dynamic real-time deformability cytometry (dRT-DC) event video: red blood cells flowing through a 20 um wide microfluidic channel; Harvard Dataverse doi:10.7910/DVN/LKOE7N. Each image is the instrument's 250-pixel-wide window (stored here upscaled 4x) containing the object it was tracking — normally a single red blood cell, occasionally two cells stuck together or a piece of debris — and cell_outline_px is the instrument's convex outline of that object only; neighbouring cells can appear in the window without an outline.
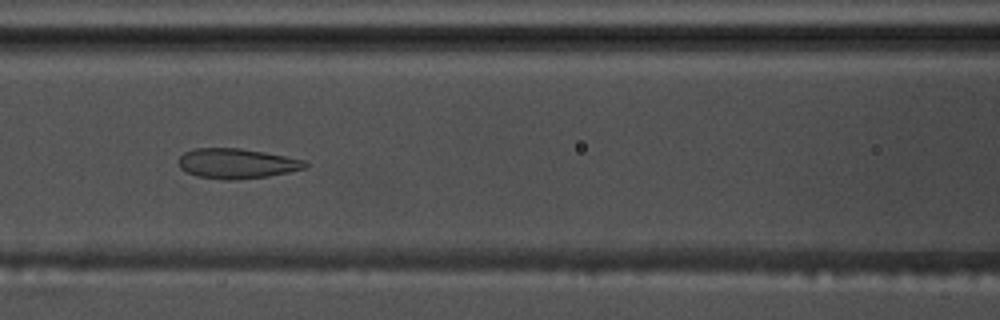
{"species": "common noctule bat (a hibernating species)", "species_latin": "Nyctalus noctula", "temperature_condition": "warm", "stored_images_in_passage": 42, "segment_of_instrument_passage": [1, 2], "camera_frame_rate_fps": 3000, "um_per_image_px": 0.085, "animal": {"sex": "male", "body_mass_g": 17.5, "forearm_length_mm": 52.3}, "frame": {"image": 1, "passage_image": 10, "time_ms": 3.0, "image_size_px": [1000, 320], "cell_outline_px": [[308, 164], [304, 168], [288, 172], [268, 176], [236, 180], [224, 180], [196, 176], [180, 168], [180, 156], [184, 152], [192, 148], [240, 148], [264, 152], [304, 160]], "centroid_in_image_um": [20.1, 13.9], "position_along_channel_um": 146.5, "area_um2": 22.02}}
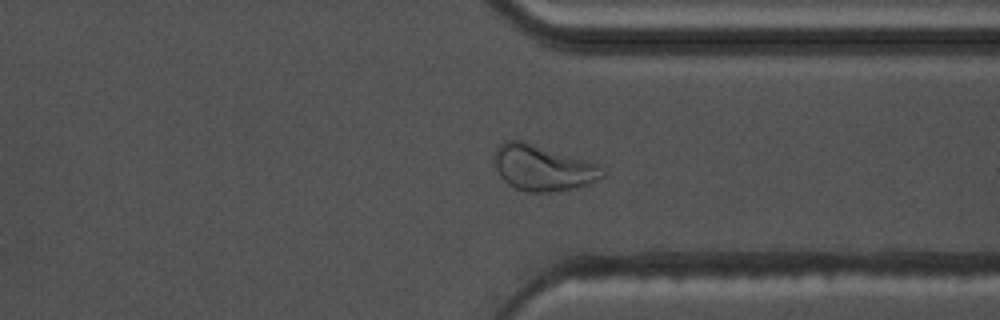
{"frame": {"image": 2, "passage_image": 28, "time_ms": 9.0, "image_size_px": [1000, 320], "cell_outline_px": [[604, 176], [588, 184], [572, 188], [552, 192], [528, 192], [516, 188], [508, 184], [500, 176], [496, 168], [492, 156], [496, 148], [504, 140], [524, 140], [596, 164], [604, 172]], "centroid_in_image_um": [46.06, 14.26], "position_along_channel_um": 365.3, "area_um2": 28.61}}
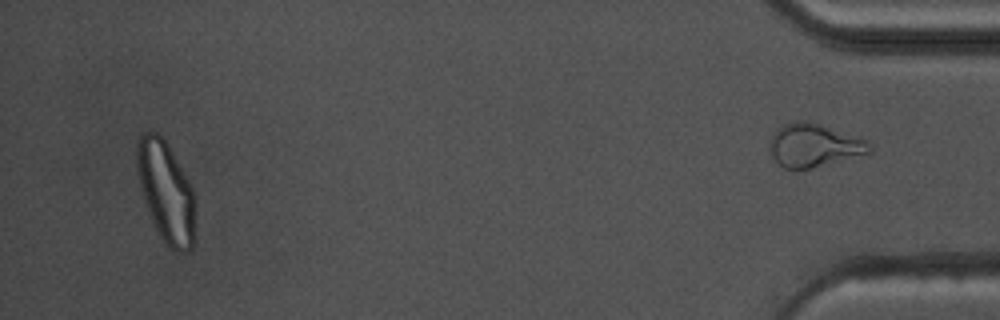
{"frame": {"image": 3, "passage_image": 39, "time_ms": 12.667, "image_size_px": [1000, 320], "cell_outline_px": [[196, 204], [192, 248], [188, 252], [176, 252], [168, 248], [164, 244], [144, 204], [136, 168], [136, 140], [144, 132], [156, 132], [164, 136], [188, 180], [192, 188]], "centroid_in_image_um": [14.09, 16.3], "position_along_channel_um": 421.1, "area_um2": 34.85}}